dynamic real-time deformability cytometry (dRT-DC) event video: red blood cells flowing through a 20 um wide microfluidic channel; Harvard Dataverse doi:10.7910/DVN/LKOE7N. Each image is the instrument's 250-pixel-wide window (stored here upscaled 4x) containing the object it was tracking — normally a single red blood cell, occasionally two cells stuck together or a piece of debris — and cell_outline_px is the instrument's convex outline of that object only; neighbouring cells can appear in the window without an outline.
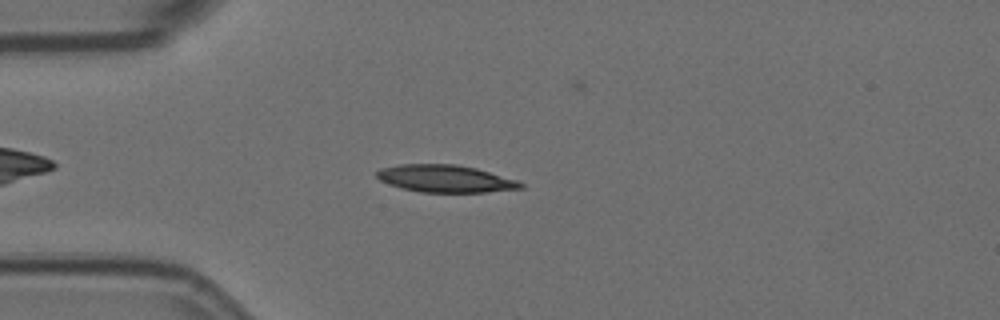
{"species": "Egyptian fruit bat (a non-hibernating species)", "species_latin": "Rousettus aegyptiacus", "temperature_condition": "room temperature", "stored_images_in_passage": 10, "camera_frame_rate_fps": 3000, "um_per_image_px": 0.085, "animal": {"sex": "female"}, "frame": {"image": 1, "passage_image": 8, "time_ms": 2.333, "image_size_px": [1000, 320], "cell_outline_px": [[524, 188], [488, 192], [420, 192], [400, 188], [388, 184], [380, 180], [376, 176], [376, 172], [380, 168], [400, 164], [456, 164], [476, 168], [516, 180], [524, 184]], "centroid_in_image_um": [37.82, 15.18], "position_along_channel_um": 47.2, "area_um2": 22.95}}